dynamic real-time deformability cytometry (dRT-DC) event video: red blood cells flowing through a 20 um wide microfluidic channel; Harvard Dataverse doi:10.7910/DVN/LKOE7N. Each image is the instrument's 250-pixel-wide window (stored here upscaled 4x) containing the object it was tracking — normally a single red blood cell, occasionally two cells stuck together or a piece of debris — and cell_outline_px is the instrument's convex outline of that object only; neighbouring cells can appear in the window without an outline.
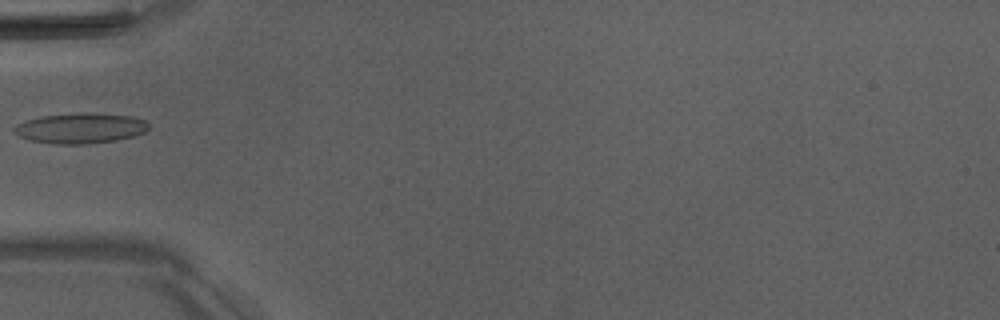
{"species": "Egyptian fruit bat (a non-hibernating species)", "species_latin": "Rousettus aegyptiacus", "temperature_condition": "room temperature", "stored_images_in_passage": 9, "camera_frame_rate_fps": 3000, "um_per_image_px": 0.085, "animal": {"sex": "male"}, "frame": {"image": 1, "passage_image": 1, "time_ms": 0.0, "image_size_px": [1000, 320], "cell_outline_px": [[148, 128], [144, 132], [132, 136], [116, 140], [88, 144], [56, 144], [28, 140], [12, 132], [12, 128], [16, 124], [24, 120], [40, 116], [132, 116], [144, 120], [148, 124]], "centroid_in_image_um": [6.74, 10.96], "position_along_channel_um": 78.3, "area_um2": 22.6}}